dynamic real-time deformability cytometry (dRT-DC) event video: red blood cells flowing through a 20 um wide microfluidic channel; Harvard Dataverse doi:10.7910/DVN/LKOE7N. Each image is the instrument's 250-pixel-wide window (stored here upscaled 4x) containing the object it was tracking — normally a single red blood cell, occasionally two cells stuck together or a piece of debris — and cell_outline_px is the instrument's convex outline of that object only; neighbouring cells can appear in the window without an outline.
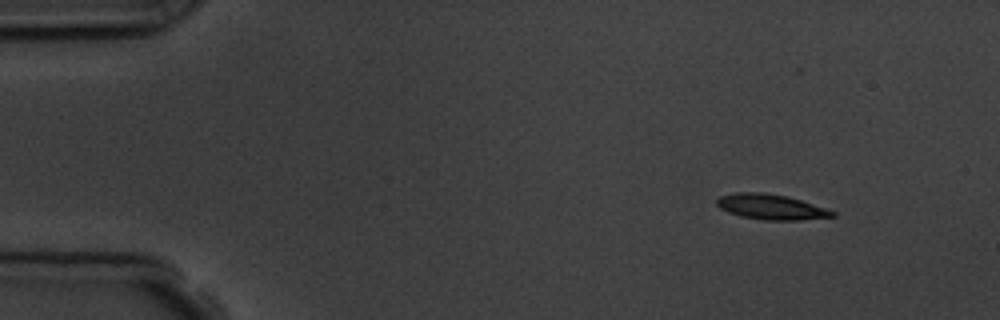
{"species": "common noctule bat (a hibernating species)", "species_latin": "Nyctalus noctula", "temperature_condition": "room temperature", "stored_images_in_passage": 4, "camera_frame_rate_fps": 3000, "um_per_image_px": 0.085, "animal": {"sex": "male", "body_mass_g": 19.5, "forearm_length_mm": 54.6}, "frame": {"image": 1, "passage_image": 1, "time_ms": 0.0, "image_size_px": [1000, 320], "cell_outline_px": [[836, 216], [800, 220], [764, 220], [740, 216], [728, 212], [720, 208], [716, 204], [716, 200], [720, 196], [736, 192], [764, 192], [788, 196], [836, 212]], "centroid_in_image_um": [65.51, 17.58], "position_along_channel_um": 19.5, "area_um2": 16.99}}
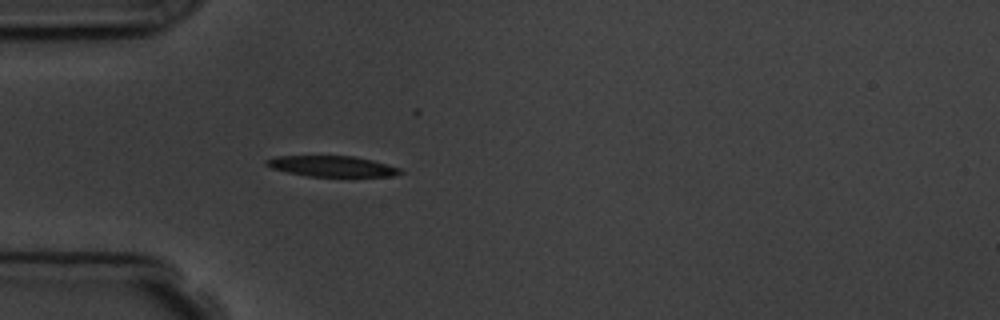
{"frame": {"image": 2, "passage_image": 4, "time_ms": 3.333, "image_size_px": [1000, 320], "cell_outline_px": [[404, 172], [392, 176], [308, 176], [288, 172], [272, 168], [264, 164], [264, 160], [276, 156], [352, 156], [372, 160], [400, 168]], "centroid_in_image_um": [28.19, 14.12], "position_along_channel_um": 56.8, "area_um2": 16.01}}